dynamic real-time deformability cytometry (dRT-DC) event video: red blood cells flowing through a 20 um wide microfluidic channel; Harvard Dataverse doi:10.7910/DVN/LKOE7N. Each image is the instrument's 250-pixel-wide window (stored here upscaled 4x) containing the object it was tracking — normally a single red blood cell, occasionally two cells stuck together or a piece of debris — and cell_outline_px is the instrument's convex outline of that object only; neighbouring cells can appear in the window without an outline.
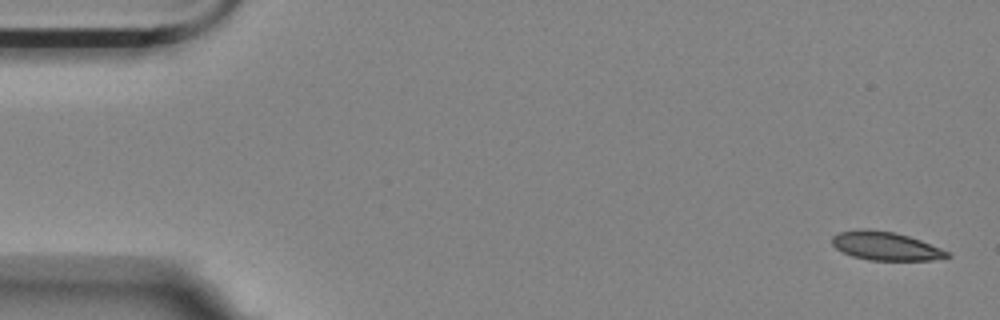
{"species": "Egyptian fruit bat (a non-hibernating species)", "species_latin": "Rousettus aegyptiacus", "temperature_condition": "room temperature", "stored_images_in_passage": 2, "camera_frame_rate_fps": 3000, "um_per_image_px": 0.085, "animal": {"sex": "female"}, "frame": {"image": 1, "passage_image": 2, "time_ms": 2.0, "image_size_px": [1000, 320], "cell_outline_px": [[952, 256], [932, 260], [868, 260], [852, 256], [836, 248], [832, 244], [832, 236], [840, 232], [864, 228], [892, 232], [908, 236], [920, 240], [940, 248], [948, 252]], "centroid_in_image_um": [75.26, 20.91], "position_along_channel_um": 9.7, "area_um2": 18.9}}